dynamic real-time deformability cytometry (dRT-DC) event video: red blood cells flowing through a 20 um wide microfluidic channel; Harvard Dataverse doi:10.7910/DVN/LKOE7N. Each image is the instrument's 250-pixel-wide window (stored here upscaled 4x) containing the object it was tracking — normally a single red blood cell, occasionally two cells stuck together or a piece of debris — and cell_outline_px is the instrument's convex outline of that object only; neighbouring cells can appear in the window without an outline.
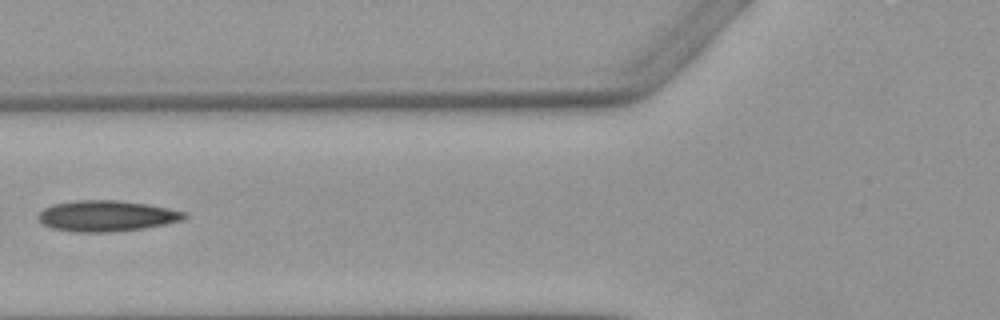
{"species": "Egyptian fruit bat (a non-hibernating species)", "species_latin": "Rousettus aegyptiacus", "temperature_condition": "warm", "stored_images_in_passage": 5, "camera_frame_rate_fps": 3000, "um_per_image_px": 0.085, "animal": {"sex": "female"}, "frame": {"image": 1, "passage_image": 5, "time_ms": 5.0, "image_size_px": [1000, 320], "cell_outline_px": [[188, 216], [184, 220], [144, 228], [112, 232], [76, 232], [52, 228], [44, 224], [36, 216], [44, 208], [52, 204], [80, 200], [116, 200], [148, 204], [188, 212]], "centroid_in_image_um": [9.09, 18.35], "position_along_channel_um": 116.7, "area_um2": 26.36}}